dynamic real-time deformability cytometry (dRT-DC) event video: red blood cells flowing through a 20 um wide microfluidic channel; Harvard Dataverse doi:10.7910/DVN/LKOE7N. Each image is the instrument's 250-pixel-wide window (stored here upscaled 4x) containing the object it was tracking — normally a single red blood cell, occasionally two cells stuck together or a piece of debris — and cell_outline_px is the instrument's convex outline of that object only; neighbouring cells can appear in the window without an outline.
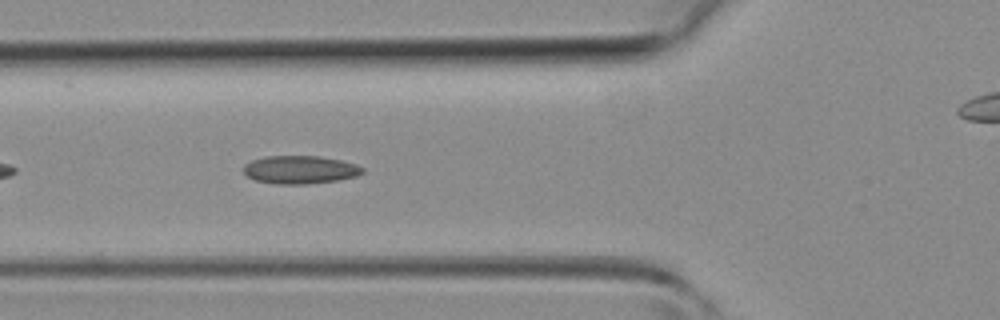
{"species": "common noctule bat (a hibernating species)", "species_latin": "Nyctalus noctula", "temperature_condition": "room temperature", "stored_images_in_passage": 33, "camera_frame_rate_fps": 3000, "um_per_image_px": 0.085, "animal": {"sex": "female", "body_mass_g": 19.3, "forearm_length_mm": 54.1}, "frame": {"image": 1, "passage_image": 5, "time_ms": 1.333, "image_size_px": [1000, 320], "cell_outline_px": [[364, 172], [356, 176], [336, 180], [308, 184], [272, 184], [256, 180], [248, 176], [244, 172], [244, 164], [252, 160], [264, 156], [320, 156], [340, 160], [356, 164], [364, 168]], "centroid_in_image_um": [25.5, 14.42], "position_along_channel_um": 100.3, "area_um2": 19.48}}
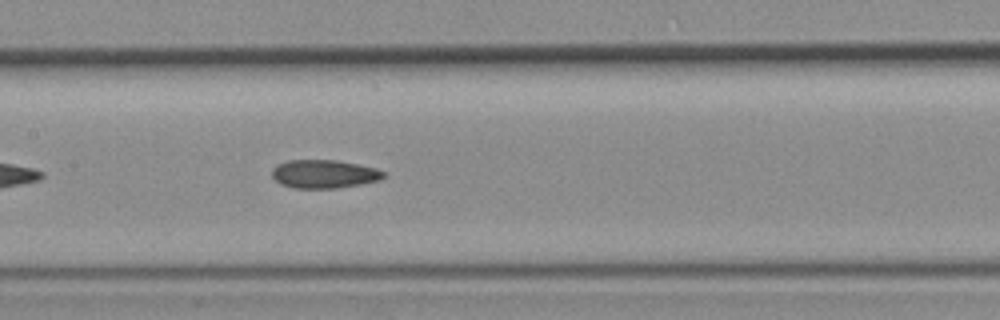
{"frame": {"image": 2, "passage_image": 10, "time_ms": 3.0, "image_size_px": [1000, 320], "cell_outline_px": [[388, 176], [380, 180], [360, 184], [336, 188], [292, 188], [280, 184], [272, 176], [272, 168], [276, 164], [288, 160], [336, 160], [376, 168], [384, 172]], "centroid_in_image_um": [27.53, 14.79], "position_along_channel_um": 179.9, "area_um2": 18.55}}
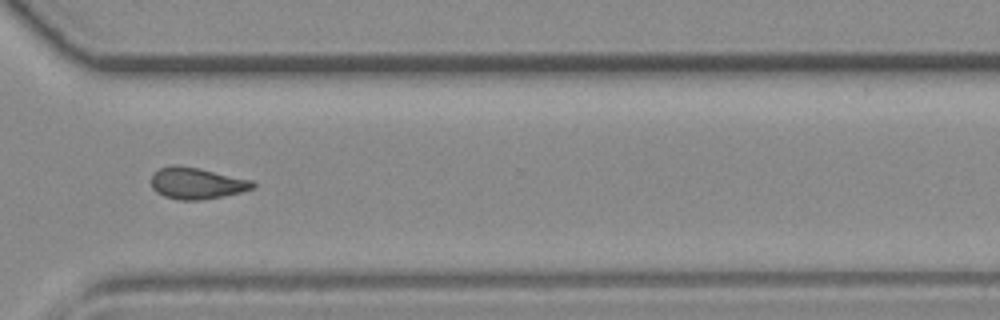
{"frame": {"image": 3, "passage_image": 21, "time_ms": 6.667, "image_size_px": [1000, 320], "cell_outline_px": [[256, 188], [224, 196], [200, 200], [180, 200], [164, 196], [156, 192], [152, 188], [152, 172], [160, 168], [172, 164], [176, 164], [196, 168], [252, 180], [256, 184]], "centroid_in_image_um": [16.7, 15.58], "position_along_channel_um": 353.9, "area_um2": 18.61}}